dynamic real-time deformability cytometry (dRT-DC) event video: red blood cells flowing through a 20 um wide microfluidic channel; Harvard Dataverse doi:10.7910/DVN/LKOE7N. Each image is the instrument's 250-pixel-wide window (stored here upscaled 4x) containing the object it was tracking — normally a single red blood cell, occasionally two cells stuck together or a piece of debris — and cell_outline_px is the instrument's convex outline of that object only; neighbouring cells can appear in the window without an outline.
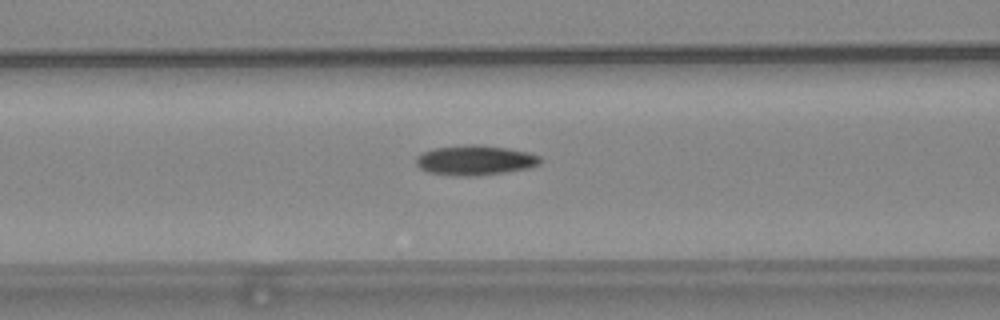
{"species": "common noctule bat (a hibernating species)", "species_latin": "Nyctalus noctula", "temperature_condition": "warm", "stored_images_in_passage": 54, "camera_frame_rate_fps": 3000, "um_per_image_px": 0.085, "animal": {"sex": "female", "body_mass_g": 24.6, "forearm_length_mm": 56.2}, "frame": {"image": 1, "passage_image": 21, "time_ms": 6.667, "image_size_px": [1000, 320], "cell_outline_px": [[544, 160], [540, 164], [532, 168], [476, 176], [456, 176], [428, 172], [420, 168], [416, 164], [416, 156], [424, 152], [436, 148], [468, 144], [476, 144], [508, 148], [528, 152], [540, 156]], "centroid_in_image_um": [40.43, 13.62], "position_along_channel_um": 126.2, "area_um2": 21.79}}
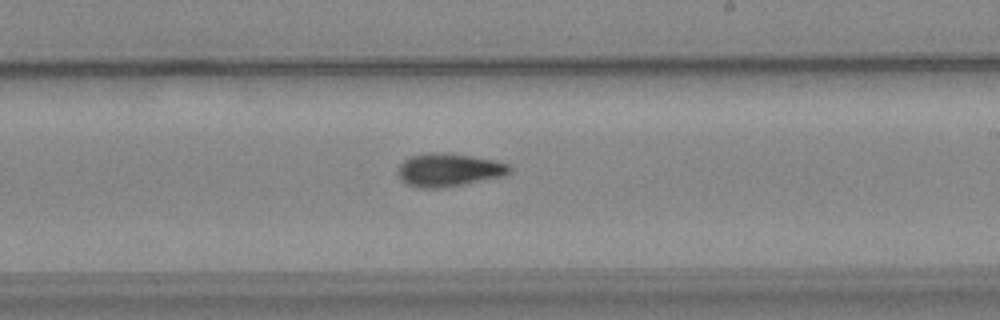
{"frame": {"image": 2, "passage_image": 31, "time_ms": 10.0, "image_size_px": [1000, 320], "cell_outline_px": [[512, 172], [504, 176], [464, 184], [436, 188], [416, 188], [404, 184], [400, 180], [396, 172], [396, 168], [408, 156], [444, 152], [472, 156], [492, 160], [508, 164], [512, 168]], "centroid_in_image_um": [38.1, 14.46], "position_along_channel_um": 250.9, "area_um2": 21.73}}
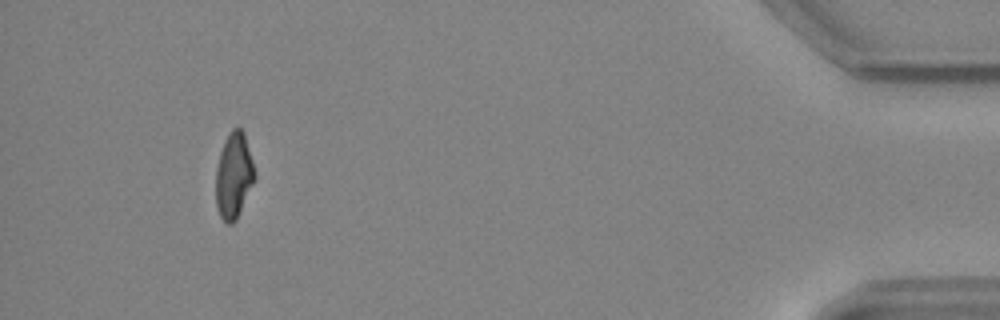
{"frame": {"image": 3, "passage_image": 50, "time_ms": 16.333, "image_size_px": [1000, 320], "cell_outline_px": [[256, 176], [240, 212], [236, 220], [232, 224], [228, 224], [220, 216], [216, 208], [216, 168], [220, 152], [224, 140], [232, 128], [240, 128], [244, 132], [252, 160]], "centroid_in_image_um": [19.86, 14.93], "position_along_channel_um": 415.3, "area_um2": 19.36}, "authors_computed_cell_mechanics": {"area_um2": 20.4034, "velocity_mm_per_s": 3.7354, "shape_relaxation_time_tau1_ms": null, "shape_relaxation_time_tau2_ms": 10.6609, "deformation_change_tau1": null, "deformation_change_tau2": 0.1816}}